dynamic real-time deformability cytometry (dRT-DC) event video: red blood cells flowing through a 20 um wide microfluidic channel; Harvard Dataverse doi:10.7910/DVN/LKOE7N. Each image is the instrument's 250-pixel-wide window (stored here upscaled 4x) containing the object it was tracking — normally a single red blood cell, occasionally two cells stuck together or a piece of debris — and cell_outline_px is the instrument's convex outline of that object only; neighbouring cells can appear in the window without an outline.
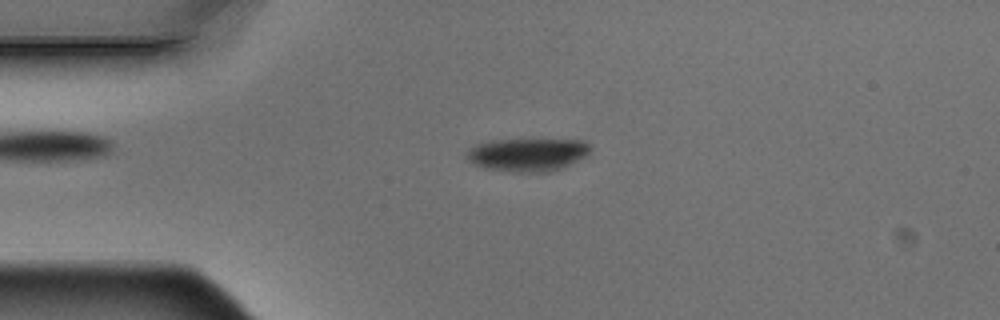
{"species": "Egyptian fruit bat (a non-hibernating species)", "species_latin": "Rousettus aegyptiacus", "temperature_condition": "warm", "stored_images_in_passage": 4, "camera_frame_rate_fps": 3000, "um_per_image_px": 0.085, "animal": {"sex": "male"}, "frame": {"image": 1, "passage_image": 2, "time_ms": 0.333, "image_size_px": [1000, 320], "cell_outline_px": [[592, 148], [588, 156], [552, 172], [516, 172], [484, 168], [468, 160], [464, 156], [468, 148], [476, 144], [492, 140], [584, 140]], "centroid_in_image_um": [44.85, 13.15], "position_along_channel_um": 40.1, "area_um2": 23.99}}
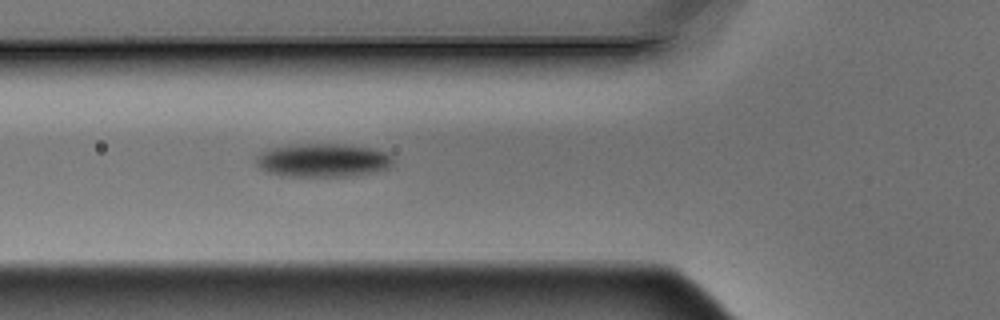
{"frame": {"image": 2, "passage_image": 4, "time_ms": 1.0, "image_size_px": [1000, 320], "cell_outline_px": [[392, 164], [388, 168], [376, 172], [356, 176], [280, 176], [264, 172], [256, 164], [256, 156], [260, 152], [268, 148], [300, 144], [344, 144], [372, 148], [388, 152], [392, 156]], "centroid_in_image_um": [27.44, 13.63], "position_along_channel_um": 98.4, "area_um2": 27.17}}